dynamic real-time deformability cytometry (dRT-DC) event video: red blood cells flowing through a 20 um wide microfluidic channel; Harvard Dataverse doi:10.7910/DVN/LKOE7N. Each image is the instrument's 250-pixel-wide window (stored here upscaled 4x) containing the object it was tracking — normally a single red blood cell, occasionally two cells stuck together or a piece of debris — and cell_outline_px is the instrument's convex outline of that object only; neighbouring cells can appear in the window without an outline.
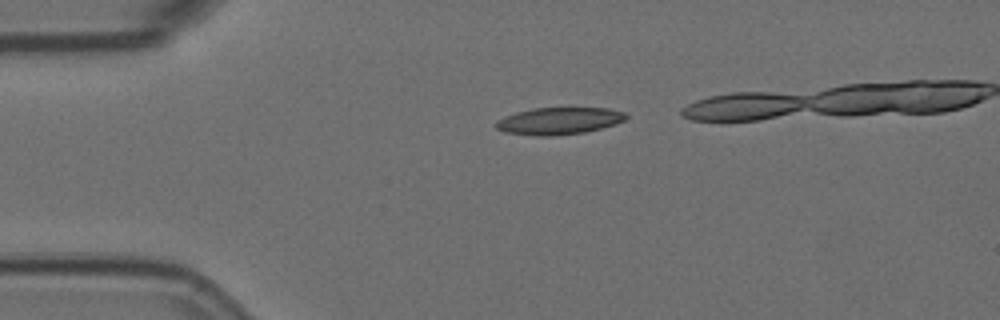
{"species": "Egyptian fruit bat (a non-hibernating species)", "species_latin": "Rousettus aegyptiacus", "temperature_condition": "room temperature", "stored_images_in_passage": 20, "camera_frame_rate_fps": 3000, "um_per_image_px": 0.085, "animal": {"sex": "female"}, "frame": {"image": 1, "passage_image": 1, "time_ms": 0.0, "image_size_px": [1000, 320], "cell_outline_px": [[628, 116], [624, 120], [616, 124], [584, 132], [548, 136], [540, 136], [504, 132], [496, 128], [496, 120], [504, 116], [516, 112], [532, 108], [608, 108], [624, 112]], "centroid_in_image_um": [47.49, 10.27], "position_along_channel_um": 37.5, "area_um2": 20.4}}
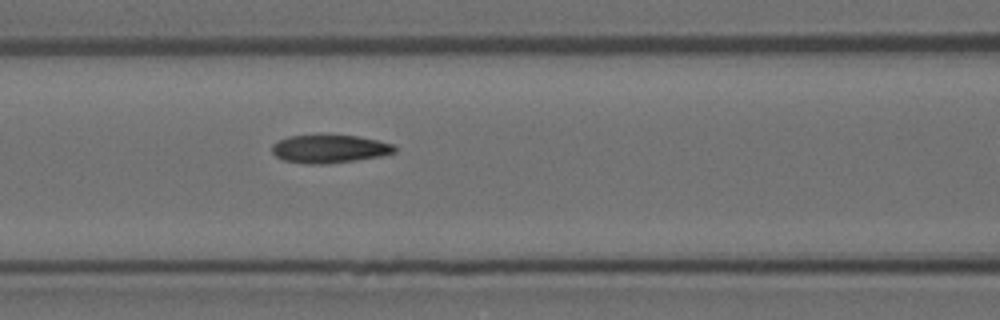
{"frame": {"image": 2, "passage_image": 12, "time_ms": 3.667, "image_size_px": [1000, 320], "cell_outline_px": [[396, 152], [380, 156], [356, 160], [328, 164], [308, 164], [284, 160], [276, 156], [272, 152], [272, 144], [288, 136], [360, 136], [392, 144], [396, 148]], "centroid_in_image_um": [28.01, 12.67], "position_along_channel_um": 138.6, "area_um2": 19.83}}
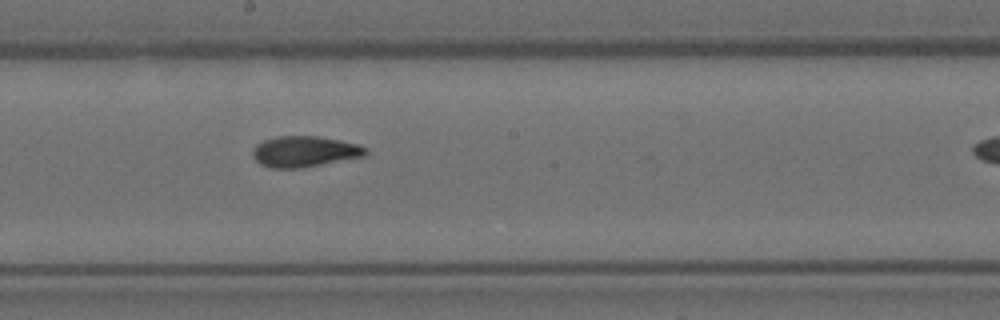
{"frame": {"image": 3, "passage_image": 19, "time_ms": 6.0, "image_size_px": [1000, 320], "cell_outline_px": [[368, 152], [364, 156], [304, 168], [272, 168], [260, 164], [252, 156], [252, 148], [256, 144], [264, 140], [276, 136], [316, 136], [340, 140], [356, 144], [368, 148]], "centroid_in_image_um": [25.86, 12.88], "position_along_channel_um": 222.3, "area_um2": 20.46}}